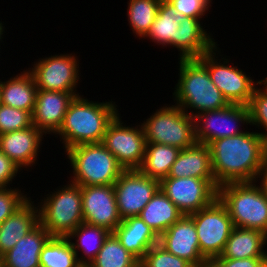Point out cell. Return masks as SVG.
<instances>
[{"mask_svg": "<svg viewBox=\"0 0 267 267\" xmlns=\"http://www.w3.org/2000/svg\"><path fill=\"white\" fill-rule=\"evenodd\" d=\"M211 166L218 186L255 182L267 158V142L258 132H243L209 144Z\"/></svg>", "mask_w": 267, "mask_h": 267, "instance_id": "cell-1", "label": "cell"}, {"mask_svg": "<svg viewBox=\"0 0 267 267\" xmlns=\"http://www.w3.org/2000/svg\"><path fill=\"white\" fill-rule=\"evenodd\" d=\"M78 95L71 101L57 134L64 149L101 143L107 126L118 114L115 102H93Z\"/></svg>", "mask_w": 267, "mask_h": 267, "instance_id": "cell-2", "label": "cell"}, {"mask_svg": "<svg viewBox=\"0 0 267 267\" xmlns=\"http://www.w3.org/2000/svg\"><path fill=\"white\" fill-rule=\"evenodd\" d=\"M178 75L179 80L173 93L175 105L186 114L195 118L202 112L219 110L229 105L211 81L207 68L197 58L180 59ZM188 108L194 111L188 113Z\"/></svg>", "mask_w": 267, "mask_h": 267, "instance_id": "cell-3", "label": "cell"}, {"mask_svg": "<svg viewBox=\"0 0 267 267\" xmlns=\"http://www.w3.org/2000/svg\"><path fill=\"white\" fill-rule=\"evenodd\" d=\"M218 198L226 206L234 227L267 235V198L256 182L221 185Z\"/></svg>", "mask_w": 267, "mask_h": 267, "instance_id": "cell-4", "label": "cell"}, {"mask_svg": "<svg viewBox=\"0 0 267 267\" xmlns=\"http://www.w3.org/2000/svg\"><path fill=\"white\" fill-rule=\"evenodd\" d=\"M68 182L38 205L39 223L52 237H67L84 222L81 186Z\"/></svg>", "mask_w": 267, "mask_h": 267, "instance_id": "cell-5", "label": "cell"}, {"mask_svg": "<svg viewBox=\"0 0 267 267\" xmlns=\"http://www.w3.org/2000/svg\"><path fill=\"white\" fill-rule=\"evenodd\" d=\"M66 155L73 168L71 182L79 186L112 185L124 171L102 143L74 146Z\"/></svg>", "mask_w": 267, "mask_h": 267, "instance_id": "cell-6", "label": "cell"}, {"mask_svg": "<svg viewBox=\"0 0 267 267\" xmlns=\"http://www.w3.org/2000/svg\"><path fill=\"white\" fill-rule=\"evenodd\" d=\"M146 144L159 143L183 150L196 143L195 118L179 106H163L141 123Z\"/></svg>", "mask_w": 267, "mask_h": 267, "instance_id": "cell-7", "label": "cell"}, {"mask_svg": "<svg viewBox=\"0 0 267 267\" xmlns=\"http://www.w3.org/2000/svg\"><path fill=\"white\" fill-rule=\"evenodd\" d=\"M189 216L196 227L201 254L207 260L220 256L234 228L226 206L217 197Z\"/></svg>", "mask_w": 267, "mask_h": 267, "instance_id": "cell-8", "label": "cell"}, {"mask_svg": "<svg viewBox=\"0 0 267 267\" xmlns=\"http://www.w3.org/2000/svg\"><path fill=\"white\" fill-rule=\"evenodd\" d=\"M217 48V46L214 47L210 52L197 59L207 68L211 81L222 92L229 104L247 106L256 85L260 84L259 81H254L236 66L229 65L228 59L224 57L222 58L224 61L216 59L218 58L216 53H219ZM218 60L220 61L218 62Z\"/></svg>", "mask_w": 267, "mask_h": 267, "instance_id": "cell-9", "label": "cell"}, {"mask_svg": "<svg viewBox=\"0 0 267 267\" xmlns=\"http://www.w3.org/2000/svg\"><path fill=\"white\" fill-rule=\"evenodd\" d=\"M138 126L125 125L118 113L107 126L101 142L124 170L138 169L143 162L146 139L142 125Z\"/></svg>", "mask_w": 267, "mask_h": 267, "instance_id": "cell-10", "label": "cell"}, {"mask_svg": "<svg viewBox=\"0 0 267 267\" xmlns=\"http://www.w3.org/2000/svg\"><path fill=\"white\" fill-rule=\"evenodd\" d=\"M160 189L183 215H191L210 205L218 197L215 180L195 177L164 178Z\"/></svg>", "mask_w": 267, "mask_h": 267, "instance_id": "cell-11", "label": "cell"}, {"mask_svg": "<svg viewBox=\"0 0 267 267\" xmlns=\"http://www.w3.org/2000/svg\"><path fill=\"white\" fill-rule=\"evenodd\" d=\"M242 123L250 124L245 105L229 104L219 110L202 112L195 117V140L209 145L216 139L239 135L246 132L239 129Z\"/></svg>", "mask_w": 267, "mask_h": 267, "instance_id": "cell-12", "label": "cell"}, {"mask_svg": "<svg viewBox=\"0 0 267 267\" xmlns=\"http://www.w3.org/2000/svg\"><path fill=\"white\" fill-rule=\"evenodd\" d=\"M79 60L73 54H60L41 58L31 68L37 89L78 93Z\"/></svg>", "mask_w": 267, "mask_h": 267, "instance_id": "cell-13", "label": "cell"}, {"mask_svg": "<svg viewBox=\"0 0 267 267\" xmlns=\"http://www.w3.org/2000/svg\"><path fill=\"white\" fill-rule=\"evenodd\" d=\"M159 189L158 180L144 175L138 169L124 170L114 183L121 219L139 216Z\"/></svg>", "mask_w": 267, "mask_h": 267, "instance_id": "cell-14", "label": "cell"}, {"mask_svg": "<svg viewBox=\"0 0 267 267\" xmlns=\"http://www.w3.org/2000/svg\"><path fill=\"white\" fill-rule=\"evenodd\" d=\"M81 193L84 222L113 233L122 221L114 184L81 186Z\"/></svg>", "mask_w": 267, "mask_h": 267, "instance_id": "cell-15", "label": "cell"}, {"mask_svg": "<svg viewBox=\"0 0 267 267\" xmlns=\"http://www.w3.org/2000/svg\"><path fill=\"white\" fill-rule=\"evenodd\" d=\"M158 244L193 267L205 266L208 260L201 254L199 239L193 219L183 215L159 236Z\"/></svg>", "mask_w": 267, "mask_h": 267, "instance_id": "cell-16", "label": "cell"}, {"mask_svg": "<svg viewBox=\"0 0 267 267\" xmlns=\"http://www.w3.org/2000/svg\"><path fill=\"white\" fill-rule=\"evenodd\" d=\"M79 93L37 90L32 124L43 134H54L61 127L71 101Z\"/></svg>", "mask_w": 267, "mask_h": 267, "instance_id": "cell-17", "label": "cell"}, {"mask_svg": "<svg viewBox=\"0 0 267 267\" xmlns=\"http://www.w3.org/2000/svg\"><path fill=\"white\" fill-rule=\"evenodd\" d=\"M44 134L34 125L0 135V150L20 169L36 164Z\"/></svg>", "mask_w": 267, "mask_h": 267, "instance_id": "cell-18", "label": "cell"}, {"mask_svg": "<svg viewBox=\"0 0 267 267\" xmlns=\"http://www.w3.org/2000/svg\"><path fill=\"white\" fill-rule=\"evenodd\" d=\"M51 237L39 223L0 257V267H40V253Z\"/></svg>", "mask_w": 267, "mask_h": 267, "instance_id": "cell-19", "label": "cell"}, {"mask_svg": "<svg viewBox=\"0 0 267 267\" xmlns=\"http://www.w3.org/2000/svg\"><path fill=\"white\" fill-rule=\"evenodd\" d=\"M189 177L215 180L209 145L196 142L193 146L181 150L167 178Z\"/></svg>", "mask_w": 267, "mask_h": 267, "instance_id": "cell-20", "label": "cell"}, {"mask_svg": "<svg viewBox=\"0 0 267 267\" xmlns=\"http://www.w3.org/2000/svg\"><path fill=\"white\" fill-rule=\"evenodd\" d=\"M29 198L0 224V257L39 224L38 206Z\"/></svg>", "mask_w": 267, "mask_h": 267, "instance_id": "cell-21", "label": "cell"}, {"mask_svg": "<svg viewBox=\"0 0 267 267\" xmlns=\"http://www.w3.org/2000/svg\"><path fill=\"white\" fill-rule=\"evenodd\" d=\"M200 20L182 17L176 38L179 59L199 58L217 46V42L210 32L205 31Z\"/></svg>", "mask_w": 267, "mask_h": 267, "instance_id": "cell-22", "label": "cell"}, {"mask_svg": "<svg viewBox=\"0 0 267 267\" xmlns=\"http://www.w3.org/2000/svg\"><path fill=\"white\" fill-rule=\"evenodd\" d=\"M113 234L139 261L159 242V236L139 216L123 219Z\"/></svg>", "mask_w": 267, "mask_h": 267, "instance_id": "cell-23", "label": "cell"}, {"mask_svg": "<svg viewBox=\"0 0 267 267\" xmlns=\"http://www.w3.org/2000/svg\"><path fill=\"white\" fill-rule=\"evenodd\" d=\"M267 235L258 230L234 227L222 254L215 258H267Z\"/></svg>", "mask_w": 267, "mask_h": 267, "instance_id": "cell-24", "label": "cell"}, {"mask_svg": "<svg viewBox=\"0 0 267 267\" xmlns=\"http://www.w3.org/2000/svg\"><path fill=\"white\" fill-rule=\"evenodd\" d=\"M37 90L32 73L27 69L23 70V73L6 82L0 80L1 104L28 111L32 115Z\"/></svg>", "mask_w": 267, "mask_h": 267, "instance_id": "cell-25", "label": "cell"}, {"mask_svg": "<svg viewBox=\"0 0 267 267\" xmlns=\"http://www.w3.org/2000/svg\"><path fill=\"white\" fill-rule=\"evenodd\" d=\"M183 214L159 189L146 204L139 217L160 236L177 222Z\"/></svg>", "mask_w": 267, "mask_h": 267, "instance_id": "cell-26", "label": "cell"}, {"mask_svg": "<svg viewBox=\"0 0 267 267\" xmlns=\"http://www.w3.org/2000/svg\"><path fill=\"white\" fill-rule=\"evenodd\" d=\"M110 233L111 232L105 228L83 222L66 238L70 241L71 246L77 255L79 263L90 264L96 258L101 247L103 246L105 239ZM71 239L76 241L72 242ZM78 250L82 251V256L81 254L79 255Z\"/></svg>", "mask_w": 267, "mask_h": 267, "instance_id": "cell-27", "label": "cell"}, {"mask_svg": "<svg viewBox=\"0 0 267 267\" xmlns=\"http://www.w3.org/2000/svg\"><path fill=\"white\" fill-rule=\"evenodd\" d=\"M181 150L174 146L152 143L146 144L143 162L138 170L159 182L167 178L172 164Z\"/></svg>", "mask_w": 267, "mask_h": 267, "instance_id": "cell-28", "label": "cell"}, {"mask_svg": "<svg viewBox=\"0 0 267 267\" xmlns=\"http://www.w3.org/2000/svg\"><path fill=\"white\" fill-rule=\"evenodd\" d=\"M181 19L182 17L169 2L161 0L158 14L145 37L163 47L169 45L176 48L177 32Z\"/></svg>", "mask_w": 267, "mask_h": 267, "instance_id": "cell-29", "label": "cell"}, {"mask_svg": "<svg viewBox=\"0 0 267 267\" xmlns=\"http://www.w3.org/2000/svg\"><path fill=\"white\" fill-rule=\"evenodd\" d=\"M140 261L122 246L117 237L110 233L105 239L92 267H139Z\"/></svg>", "mask_w": 267, "mask_h": 267, "instance_id": "cell-30", "label": "cell"}, {"mask_svg": "<svg viewBox=\"0 0 267 267\" xmlns=\"http://www.w3.org/2000/svg\"><path fill=\"white\" fill-rule=\"evenodd\" d=\"M77 255L66 237H51L40 253V267H78Z\"/></svg>", "mask_w": 267, "mask_h": 267, "instance_id": "cell-31", "label": "cell"}, {"mask_svg": "<svg viewBox=\"0 0 267 267\" xmlns=\"http://www.w3.org/2000/svg\"><path fill=\"white\" fill-rule=\"evenodd\" d=\"M160 2L161 0H129L127 17L134 34L145 38L158 14Z\"/></svg>", "mask_w": 267, "mask_h": 267, "instance_id": "cell-32", "label": "cell"}, {"mask_svg": "<svg viewBox=\"0 0 267 267\" xmlns=\"http://www.w3.org/2000/svg\"><path fill=\"white\" fill-rule=\"evenodd\" d=\"M32 125V115L28 111L0 104V135Z\"/></svg>", "mask_w": 267, "mask_h": 267, "instance_id": "cell-33", "label": "cell"}, {"mask_svg": "<svg viewBox=\"0 0 267 267\" xmlns=\"http://www.w3.org/2000/svg\"><path fill=\"white\" fill-rule=\"evenodd\" d=\"M139 267H193L185 259L165 250L159 244L153 245L140 260Z\"/></svg>", "mask_w": 267, "mask_h": 267, "instance_id": "cell-34", "label": "cell"}, {"mask_svg": "<svg viewBox=\"0 0 267 267\" xmlns=\"http://www.w3.org/2000/svg\"><path fill=\"white\" fill-rule=\"evenodd\" d=\"M249 110L250 125H256L264 128V132H258L262 138L267 142V90L256 87L249 103L247 104Z\"/></svg>", "mask_w": 267, "mask_h": 267, "instance_id": "cell-35", "label": "cell"}, {"mask_svg": "<svg viewBox=\"0 0 267 267\" xmlns=\"http://www.w3.org/2000/svg\"><path fill=\"white\" fill-rule=\"evenodd\" d=\"M18 188H0V224L20 208L30 197Z\"/></svg>", "mask_w": 267, "mask_h": 267, "instance_id": "cell-36", "label": "cell"}, {"mask_svg": "<svg viewBox=\"0 0 267 267\" xmlns=\"http://www.w3.org/2000/svg\"><path fill=\"white\" fill-rule=\"evenodd\" d=\"M181 17L202 19L212 0H166Z\"/></svg>", "mask_w": 267, "mask_h": 267, "instance_id": "cell-37", "label": "cell"}, {"mask_svg": "<svg viewBox=\"0 0 267 267\" xmlns=\"http://www.w3.org/2000/svg\"><path fill=\"white\" fill-rule=\"evenodd\" d=\"M207 264L210 267H267V258H212Z\"/></svg>", "mask_w": 267, "mask_h": 267, "instance_id": "cell-38", "label": "cell"}, {"mask_svg": "<svg viewBox=\"0 0 267 267\" xmlns=\"http://www.w3.org/2000/svg\"><path fill=\"white\" fill-rule=\"evenodd\" d=\"M21 169L0 150V188H6Z\"/></svg>", "mask_w": 267, "mask_h": 267, "instance_id": "cell-39", "label": "cell"}, {"mask_svg": "<svg viewBox=\"0 0 267 267\" xmlns=\"http://www.w3.org/2000/svg\"><path fill=\"white\" fill-rule=\"evenodd\" d=\"M258 180H260L259 187L261 188L262 192L267 198V158L264 160L263 165L258 172L255 182L257 183Z\"/></svg>", "mask_w": 267, "mask_h": 267, "instance_id": "cell-40", "label": "cell"}, {"mask_svg": "<svg viewBox=\"0 0 267 267\" xmlns=\"http://www.w3.org/2000/svg\"><path fill=\"white\" fill-rule=\"evenodd\" d=\"M259 83H260L259 85L261 86L264 85L263 88L267 90V77L264 78V80H260Z\"/></svg>", "mask_w": 267, "mask_h": 267, "instance_id": "cell-41", "label": "cell"}, {"mask_svg": "<svg viewBox=\"0 0 267 267\" xmlns=\"http://www.w3.org/2000/svg\"><path fill=\"white\" fill-rule=\"evenodd\" d=\"M3 32H4V27H3V24H2V22L0 21V41H1V42H2V40H1V39L3 38V37H2V36H3V35H2V34H3Z\"/></svg>", "mask_w": 267, "mask_h": 267, "instance_id": "cell-42", "label": "cell"}, {"mask_svg": "<svg viewBox=\"0 0 267 267\" xmlns=\"http://www.w3.org/2000/svg\"><path fill=\"white\" fill-rule=\"evenodd\" d=\"M78 267H92L90 264H80Z\"/></svg>", "mask_w": 267, "mask_h": 267, "instance_id": "cell-43", "label": "cell"}]
</instances>
